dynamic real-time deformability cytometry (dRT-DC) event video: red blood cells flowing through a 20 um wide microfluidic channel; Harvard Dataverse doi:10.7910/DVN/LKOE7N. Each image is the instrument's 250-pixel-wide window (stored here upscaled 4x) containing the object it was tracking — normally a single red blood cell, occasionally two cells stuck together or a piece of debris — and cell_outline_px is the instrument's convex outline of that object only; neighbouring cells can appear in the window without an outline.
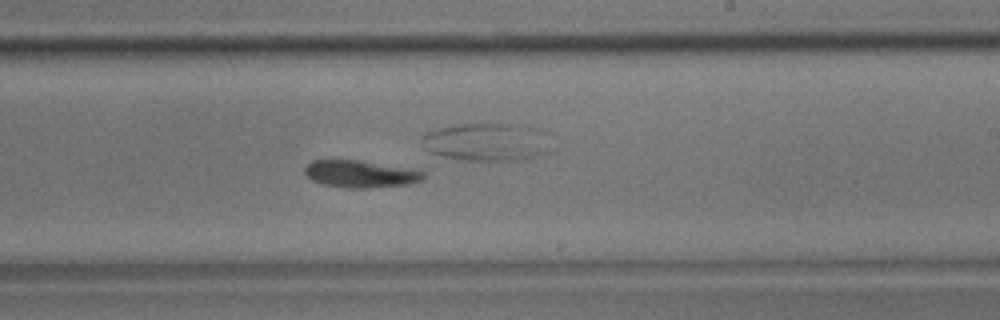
{"species": "common noctule bat (a hibernating species)", "species_latin": "Nyctalus noctula", "temperature_condition": "room temperature", "stored_images_in_passage": 47, "camera_frame_rate_fps": 3000, "um_per_image_px": 0.085, "animal": {"sex": "male", "body_mass_g": 17.9}, "frame": {"image": 1, "passage_image": 28, "time_ms": 9.0, "image_size_px": [1000, 320], "cell_outline_px": [[428, 172], [424, 180], [408, 184], [368, 188], [348, 188], [324, 184], [312, 180], [304, 172], [304, 168], [312, 160], [360, 160], [424, 168]], "centroid_in_image_um": [30.82, 14.76], "position_along_channel_um": 258.2, "area_um2": 19.54}}
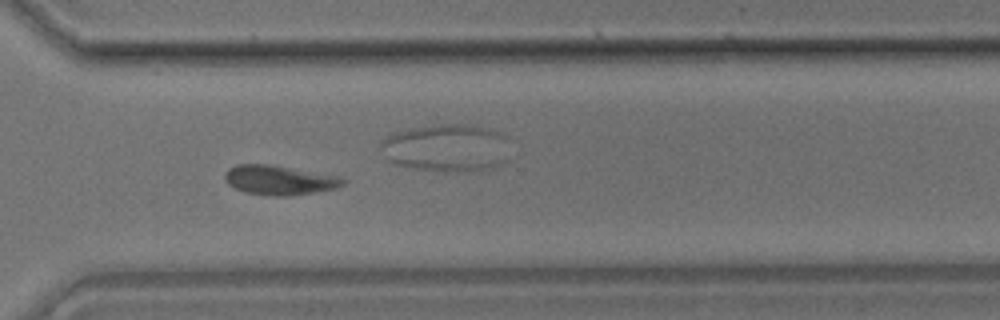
{"frame": {"image": 2, "passage_image": 34, "time_ms": 11.0, "image_size_px": [1000, 320], "cell_outline_px": [[348, 180], [344, 184], [336, 188], [292, 196], [268, 196], [244, 192], [228, 184], [224, 180], [224, 172], [228, 168], [236, 164], [268, 164], [340, 176]], "centroid_in_image_um": [23.73, 15.31], "position_along_channel_um": 346.9, "area_um2": 20.52}}
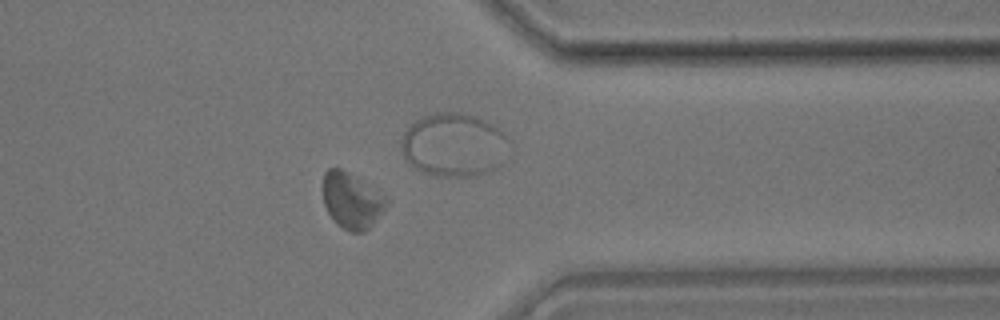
{"frame": {"image": 3, "passage_image": 37, "time_ms": 12.0, "image_size_px": [1000, 320], "cell_outline_px": [[388, 204], [372, 224], [364, 232], [352, 232], [344, 228], [332, 220], [324, 204], [320, 188], [324, 172], [328, 168], [340, 168], [388, 196]], "centroid_in_image_um": [29.85, 17.02], "position_along_channel_um": 381.5, "area_um2": 20.87}}